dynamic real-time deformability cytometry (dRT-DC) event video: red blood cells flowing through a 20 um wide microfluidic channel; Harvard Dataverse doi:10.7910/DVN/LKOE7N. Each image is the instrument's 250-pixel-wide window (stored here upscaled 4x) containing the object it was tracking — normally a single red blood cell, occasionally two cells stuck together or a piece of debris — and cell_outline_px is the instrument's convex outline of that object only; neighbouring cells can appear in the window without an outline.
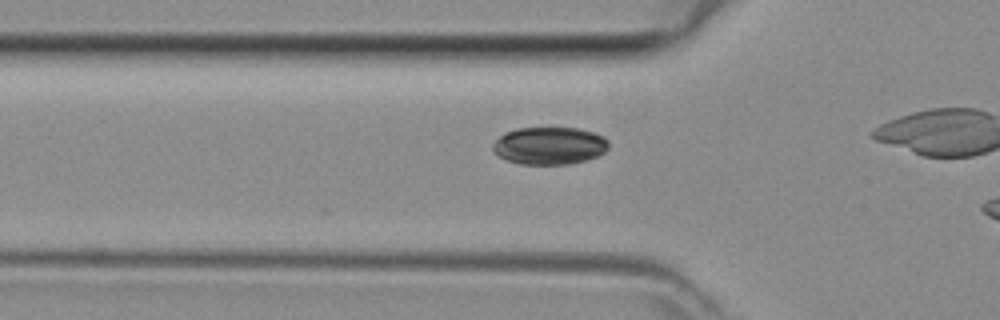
{"species": "common noctule bat (a hibernating species)", "species_latin": "Nyctalus noctula", "temperature_condition": "room temperature", "stored_images_in_passage": 6, "camera_frame_rate_fps": 3000, "um_per_image_px": 0.085, "animal": {"sex": "female", "body_mass_g": 29.2, "forearm_length_mm": 56.3}, "frame": {"image": 1, "passage_image": 6, "time_ms": 1.667, "image_size_px": [1000, 320], "cell_outline_px": [[608, 148], [604, 152], [596, 156], [584, 160], [568, 164], [520, 164], [508, 160], [500, 156], [492, 148], [492, 144], [500, 136], [516, 128], [580, 128], [604, 136], [608, 140]], "centroid_in_image_um": [46.72, 12.38], "position_along_channel_um": 79.1, "area_um2": 25.09}}